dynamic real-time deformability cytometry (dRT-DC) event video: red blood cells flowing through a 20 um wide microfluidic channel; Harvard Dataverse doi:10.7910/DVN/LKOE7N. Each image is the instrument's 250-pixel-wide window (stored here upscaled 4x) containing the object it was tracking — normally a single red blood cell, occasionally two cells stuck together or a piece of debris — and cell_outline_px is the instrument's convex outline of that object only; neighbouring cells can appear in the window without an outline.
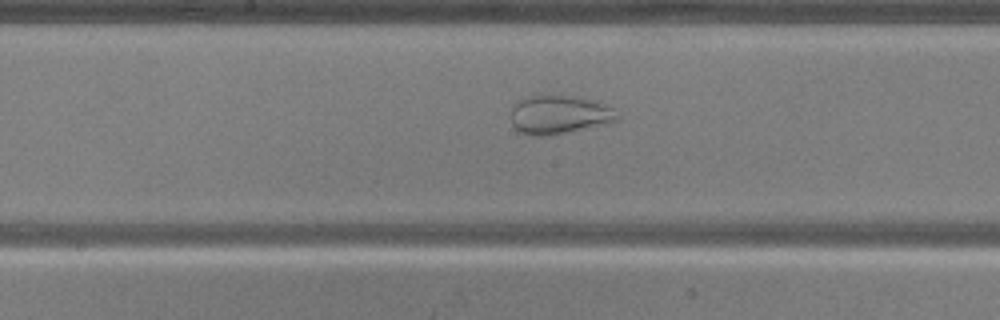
{"species": "common noctule bat (a hibernating species)", "species_latin": "Nyctalus noctula", "temperature_condition": "warm", "stored_images_in_passage": 50, "camera_frame_rate_fps": 3000, "um_per_image_px": 0.085, "animal": {"sex": "male", "body_mass_g": 20.5, "forearm_length_mm": 52.5}, "frame": {"image": 1, "passage_image": 25, "time_ms": 8.0, "image_size_px": [1000, 320], "cell_outline_px": [[620, 120], [604, 124], [568, 132], [548, 136], [532, 136], [520, 132], [512, 124], [512, 104], [516, 100], [528, 96], [576, 96], [604, 104], [612, 108], [620, 116]], "centroid_in_image_um": [47.51, 9.75], "position_along_channel_um": 200.7, "area_um2": 23.93}}
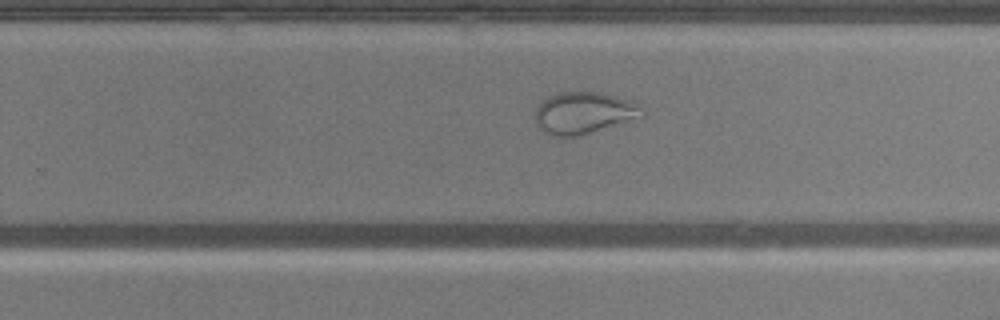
{"frame": {"image": 2, "passage_image": 31, "time_ms": 10.0, "image_size_px": [1000, 320], "cell_outline_px": [[644, 116], [580, 136], [552, 136], [544, 132], [536, 124], [536, 108], [548, 96], [556, 92], [600, 92], [616, 96], [628, 100], [636, 104], [640, 108]], "centroid_in_image_um": [49.59, 9.6], "position_along_channel_um": 280.2, "area_um2": 25.84}}
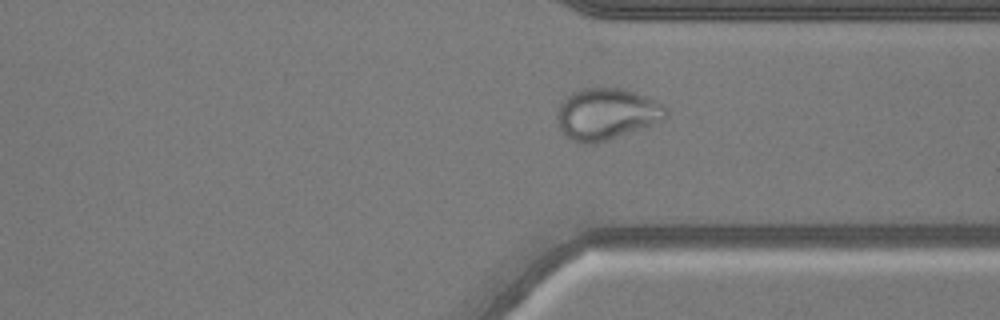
{"frame": {"image": 3, "passage_image": 37, "time_ms": 12.0, "image_size_px": [1000, 320], "cell_outline_px": [[668, 116], [648, 128], [592, 144], [580, 144], [564, 136], [560, 128], [556, 116], [560, 104], [572, 92], [580, 88], [624, 88], [636, 92], [656, 100], [664, 104], [668, 108]], "centroid_in_image_um": [51.6, 9.69], "position_along_channel_um": 359.8, "area_um2": 33.18}}